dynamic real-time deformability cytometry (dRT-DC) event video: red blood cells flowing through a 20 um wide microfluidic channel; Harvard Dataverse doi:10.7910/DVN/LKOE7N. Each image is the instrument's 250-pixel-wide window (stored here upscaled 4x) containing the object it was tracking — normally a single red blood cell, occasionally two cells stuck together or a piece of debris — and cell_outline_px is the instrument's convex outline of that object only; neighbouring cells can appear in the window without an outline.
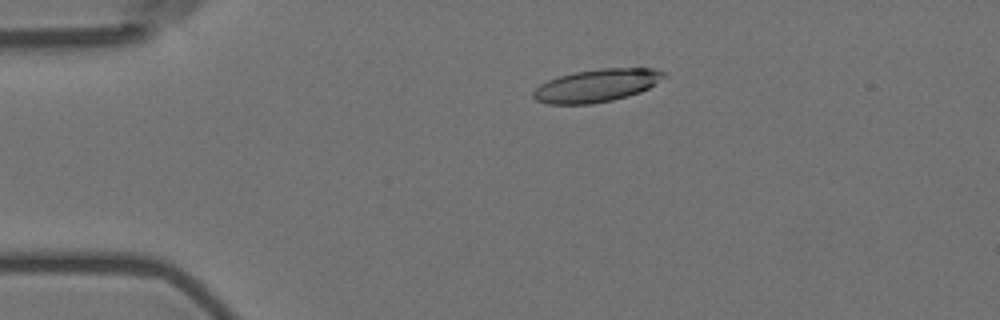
{"species": "Egyptian fruit bat (a non-hibernating species)", "species_latin": "Rousettus aegyptiacus", "temperature_condition": "room temperature", "stored_images_in_passage": 6, "camera_frame_rate_fps": 3000, "um_per_image_px": 0.085, "animal": {"sex": "female"}, "frame": {"image": 1, "passage_image": 4, "time_ms": 3.667, "image_size_px": [1000, 320], "cell_outline_px": [[668, 76], [648, 88], [640, 92], [628, 96], [612, 100], [592, 104], [548, 104], [536, 100], [532, 96], [532, 92], [540, 84], [548, 80], [560, 76], [576, 72], [600, 68], [652, 68], [668, 72]], "centroid_in_image_um": [50.75, 7.27], "position_along_channel_um": 34.2, "area_um2": 25.09}}
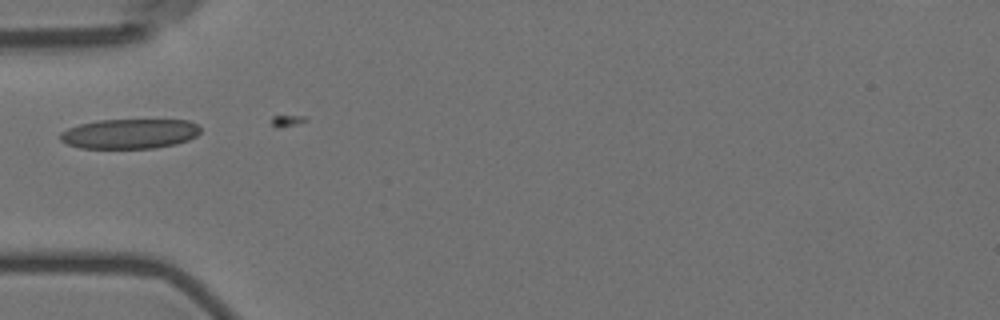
{"frame": {"image": 2, "passage_image": 6, "time_ms": 6.0, "image_size_px": [1000, 320], "cell_outline_px": [[200, 132], [196, 136], [188, 140], [176, 144], [156, 148], [80, 148], [68, 144], [60, 140], [60, 132], [68, 128], [80, 124], [96, 120], [188, 120], [196, 124], [200, 128]], "centroid_in_image_um": [11.01, 11.37], "position_along_channel_um": 74.0, "area_um2": 24.39}}